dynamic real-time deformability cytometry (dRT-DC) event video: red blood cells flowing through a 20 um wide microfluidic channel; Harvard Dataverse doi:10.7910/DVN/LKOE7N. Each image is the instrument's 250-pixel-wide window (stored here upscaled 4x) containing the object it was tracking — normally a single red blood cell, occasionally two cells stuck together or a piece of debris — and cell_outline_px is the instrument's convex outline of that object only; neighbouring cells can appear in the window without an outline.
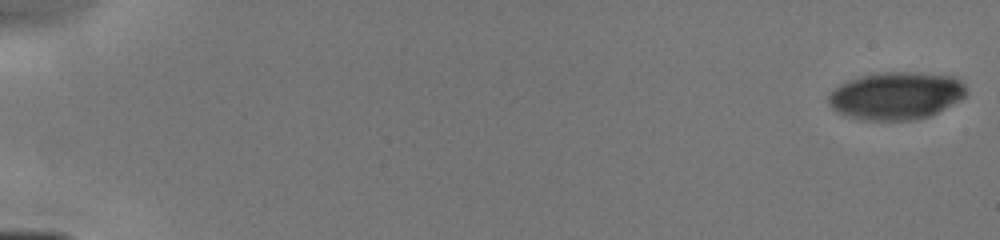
{"species": "human", "species_latin": "Homo sapiens", "temperature_condition": "cold", "stored_images_in_passage": 35, "camera_frame_rate_fps": 3000, "um_per_image_px": 0.085, "donor": {"sex": "male"}, "frame": {"image": 1, "passage_image": 1, "time_ms": 0.0, "image_size_px": [1000, 240], "cell_outline_px": [[968, 92], [960, 100], [928, 116], [916, 120], [860, 120], [836, 112], [828, 104], [828, 96], [840, 84], [848, 80], [860, 76], [880, 72], [916, 72], [956, 76], [968, 88]], "centroid_in_image_um": [76.18, 8.13], "position_along_channel_um": 8.8, "area_um2": 38.44}}
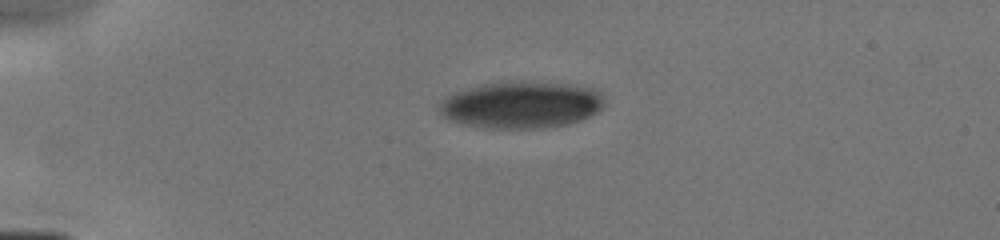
{"frame": {"image": 2, "passage_image": 28, "time_ms": 4.0, "image_size_px": [1000, 240], "cell_outline_px": [[604, 104], [600, 112], [580, 120], [568, 124], [544, 128], [484, 128], [464, 124], [448, 120], [436, 108], [436, 104], [448, 96], [456, 92], [468, 88], [484, 84], [560, 84], [592, 88], [600, 92], [604, 100]], "centroid_in_image_um": [44.29, 8.97], "position_along_channel_um": 40.7, "area_um2": 44.16}}